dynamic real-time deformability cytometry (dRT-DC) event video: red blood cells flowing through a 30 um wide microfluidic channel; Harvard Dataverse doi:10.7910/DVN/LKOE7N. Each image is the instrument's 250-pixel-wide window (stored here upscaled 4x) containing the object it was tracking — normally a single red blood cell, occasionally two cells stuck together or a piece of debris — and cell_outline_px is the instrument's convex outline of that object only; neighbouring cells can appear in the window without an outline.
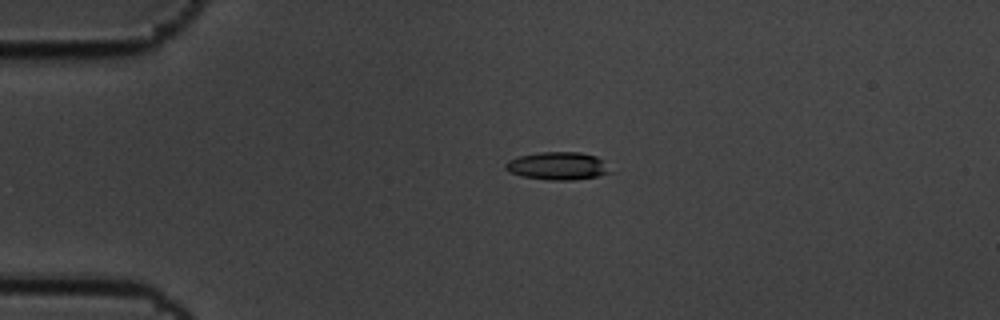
{"species": "common noctule bat (a hibernating species)", "species_latin": "Nyctalus noctula", "temperature_condition": "cold", "stored_images_in_passage": 7, "camera_frame_rate_fps": 3000, "um_per_image_px": 0.085, "animal": {"sex": "male", "body_mass_g": 19.5, "forearm_length_mm": 54.6}, "frame": {"image": 1, "passage_image": 4, "time_ms": 1.0, "image_size_px": [1000, 320], "cell_outline_px": [[612, 172], [596, 176], [572, 180], [548, 180], [520, 176], [508, 172], [504, 168], [504, 164], [508, 160], [520, 156], [540, 152], [580, 152], [596, 156], [604, 160]], "centroid_in_image_um": [47.39, 14.1], "position_along_channel_um": 37.6, "area_um2": 17.11}}
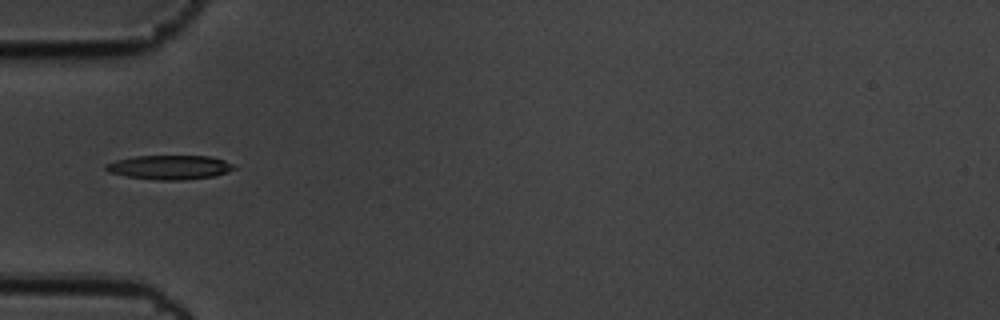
{"frame": {"image": 2, "passage_image": 6, "time_ms": 1.667, "image_size_px": [1000, 320], "cell_outline_px": [[236, 168], [228, 172], [216, 176], [180, 180], [156, 180], [128, 176], [108, 172], [104, 168], [104, 164], [116, 160], [136, 156], [208, 156], [224, 160], [232, 164]], "centroid_in_image_um": [14.41, 14.22], "position_along_channel_um": 70.6, "area_um2": 18.03}}
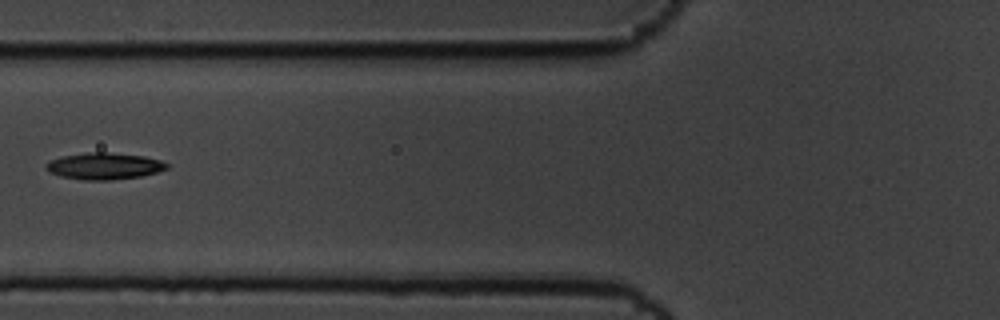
{"frame": {"image": 3, "passage_image": 7, "time_ms": 2.0, "image_size_px": [1000, 320], "cell_outline_px": [[168, 168], [156, 172], [140, 176], [112, 180], [84, 180], [60, 176], [48, 172], [44, 168], [44, 164], [52, 160], [64, 156], [88, 152], [104, 152], [144, 156], [160, 160], [168, 164]], "centroid_in_image_um": [8.83, 14.12], "position_along_channel_um": 117.0, "area_um2": 18.67}}